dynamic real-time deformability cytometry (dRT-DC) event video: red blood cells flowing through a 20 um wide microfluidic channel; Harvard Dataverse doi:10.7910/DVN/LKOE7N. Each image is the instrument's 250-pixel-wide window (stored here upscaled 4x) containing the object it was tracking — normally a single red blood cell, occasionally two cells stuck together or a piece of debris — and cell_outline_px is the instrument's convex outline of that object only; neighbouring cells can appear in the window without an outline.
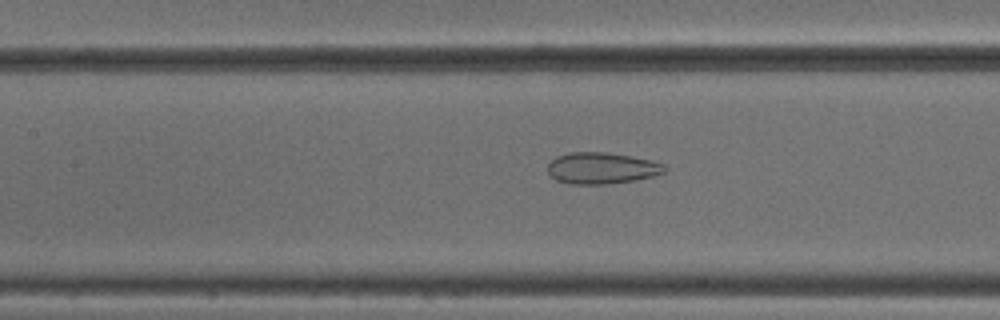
{"species": "common noctule bat (a hibernating species)", "species_latin": "Nyctalus noctula", "temperature_condition": "cold", "stored_images_in_passage": 35, "camera_frame_rate_fps": 3000, "um_per_image_px": 0.085, "animal": {"sex": "male", "body_mass_g": 18.8}, "frame": {"image": 1, "passage_image": 12, "time_ms": 3.667, "image_size_px": [1000, 320], "cell_outline_px": [[668, 168], [664, 172], [656, 176], [608, 184], [572, 184], [556, 180], [548, 172], [548, 164], [556, 156], [572, 152], [604, 152], [652, 160], [664, 164]], "centroid_in_image_um": [51.16, 14.29], "position_along_channel_um": 156.2, "area_um2": 21.33}}
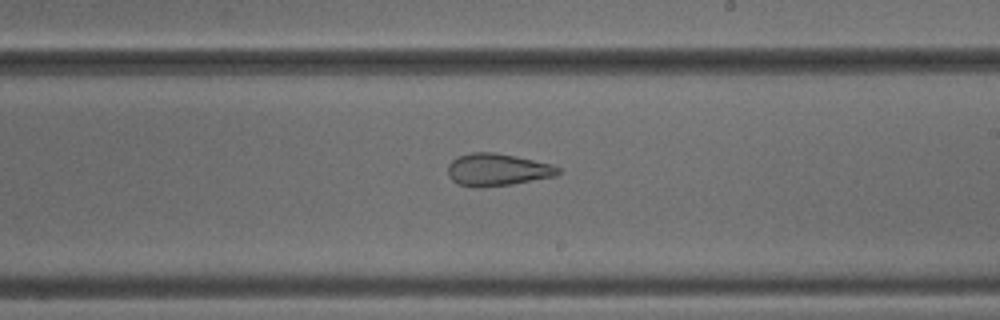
{"frame": {"image": 2, "passage_image": 19, "time_ms": 6.0, "image_size_px": [1000, 320], "cell_outline_px": [[560, 172], [556, 176], [512, 184], [472, 188], [460, 184], [452, 180], [448, 176], [448, 164], [456, 156], [472, 152], [496, 152], [516, 156], [552, 164], [560, 168]], "centroid_in_image_um": [42.26, 14.42], "position_along_channel_um": 246.7, "area_um2": 20.92}}
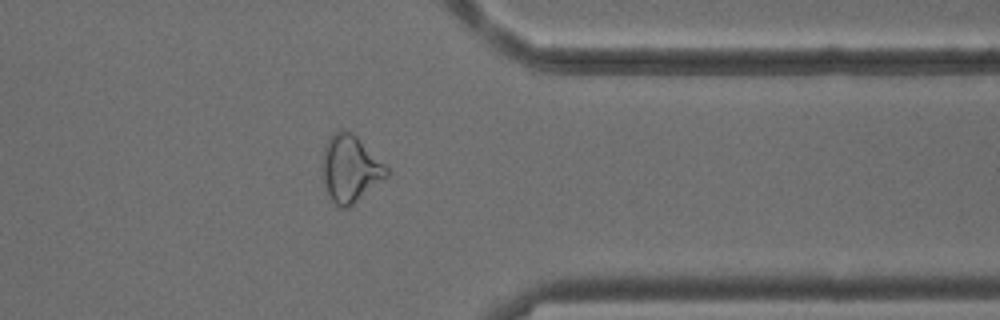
{"frame": {"image": 3, "passage_image": 30, "time_ms": 9.667, "image_size_px": [1000, 320], "cell_outline_px": [[392, 172], [388, 176], [348, 208], [340, 208], [328, 196], [324, 184], [324, 148], [328, 140], [340, 128], [352, 132]], "centroid_in_image_um": [29.79, 14.36], "position_along_channel_um": 381.6, "area_um2": 24.57}}